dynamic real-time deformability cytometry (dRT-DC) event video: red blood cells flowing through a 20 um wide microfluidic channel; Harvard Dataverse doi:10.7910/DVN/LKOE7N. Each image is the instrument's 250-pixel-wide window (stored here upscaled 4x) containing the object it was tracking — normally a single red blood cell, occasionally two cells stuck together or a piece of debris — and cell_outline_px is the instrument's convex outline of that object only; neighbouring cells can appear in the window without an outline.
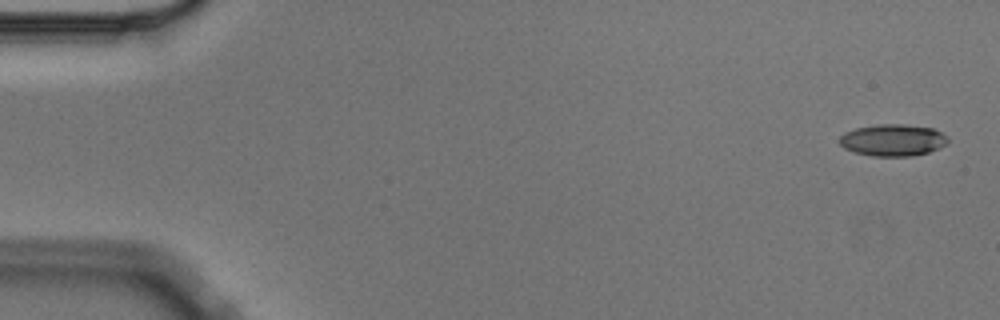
{"species": "Egyptian fruit bat (a non-hibernating species)", "species_latin": "Rousettus aegyptiacus", "temperature_condition": "cold", "stored_images_in_passage": 3, "segment_of_instrument_passage": [2, 2], "camera_frame_rate_fps": 3000, "um_per_image_px": 0.085, "animal": {"sex": "male"}, "frame": {"image": 1, "passage_image": 3, "time_ms": 0.667, "image_size_px": [1000, 320], "cell_outline_px": [[948, 144], [940, 148], [928, 152], [912, 156], [872, 156], [856, 152], [844, 148], [836, 140], [844, 132], [856, 128], [880, 124], [904, 124], [932, 128], [948, 136]], "centroid_in_image_um": [75.89, 11.91], "position_along_channel_um": 9.1, "area_um2": 20.23}}